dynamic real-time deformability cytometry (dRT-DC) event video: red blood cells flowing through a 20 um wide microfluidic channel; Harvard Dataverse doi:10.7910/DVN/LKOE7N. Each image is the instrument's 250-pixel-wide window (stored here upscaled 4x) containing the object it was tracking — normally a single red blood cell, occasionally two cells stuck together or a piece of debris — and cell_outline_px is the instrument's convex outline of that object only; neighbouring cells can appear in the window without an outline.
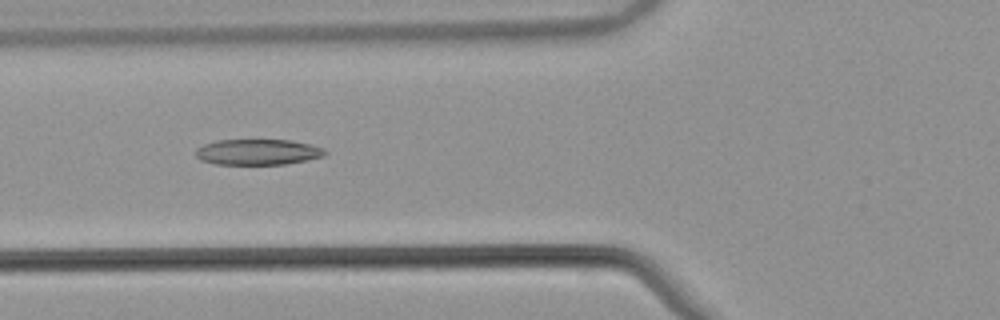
{"species": "common noctule bat (a hibernating species)", "species_latin": "Nyctalus noctula", "temperature_condition": "warm", "stored_images_in_passage": 50, "camera_frame_rate_fps": 3000, "um_per_image_px": 0.085, "animal": {"sex": "male", "body_mass_g": 21.5, "forearm_length_mm": 52.0}, "frame": {"image": 1, "passage_image": 17, "time_ms": 5.333, "image_size_px": [1000, 320], "cell_outline_px": [[328, 152], [324, 156], [284, 164], [216, 164], [200, 160], [196, 156], [196, 148], [204, 144], [216, 140], [292, 140], [312, 144], [324, 148]], "centroid_in_image_um": [21.92, 12.91], "position_along_channel_um": 103.9, "area_um2": 19.42}}
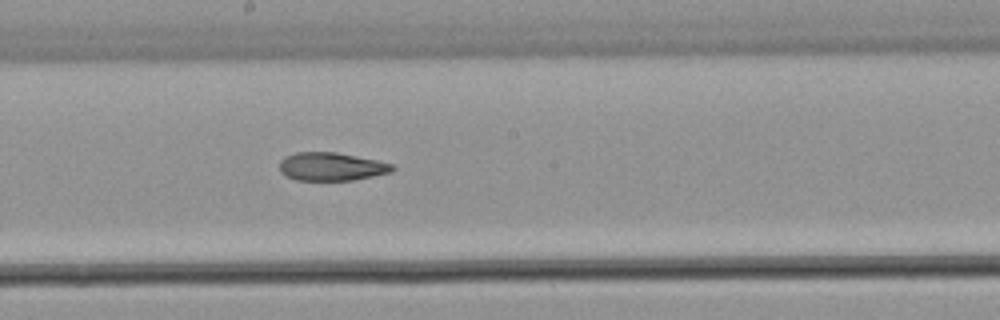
{"frame": {"image": 2, "passage_image": 26, "time_ms": 8.333, "image_size_px": [1000, 320], "cell_outline_px": [[396, 168], [392, 172], [352, 180], [296, 180], [280, 172], [280, 160], [284, 156], [296, 152], [336, 152], [376, 160], [392, 164]], "centroid_in_image_um": [28.15, 14.15], "position_along_channel_um": 220.0, "area_um2": 18.5}}
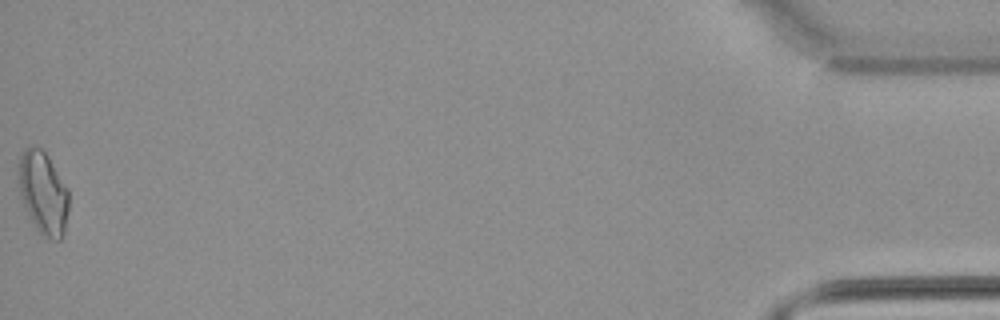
{"frame": {"image": 3, "passage_image": 50, "time_ms": 16.333, "image_size_px": [1000, 320], "cell_outline_px": [[68, 212], [64, 232], [60, 240], [52, 240], [44, 236], [36, 228], [20, 196], [16, 164], [24, 148], [32, 144], [40, 148], [48, 156], [68, 188]], "centroid_in_image_um": [3.65, 16.34], "position_along_channel_um": 431.6, "area_um2": 24.45}, "authors_computed_cell_mechanics": {"area_um2": 19.8832, "velocity_mm_per_s": 3.8723, "shape_relaxation_time_tau1_ms": null, "shape_relaxation_time_tau2_ms": 5.9089, "deformation_change_tau1": null, "deformation_change_tau2": 0.1522}}